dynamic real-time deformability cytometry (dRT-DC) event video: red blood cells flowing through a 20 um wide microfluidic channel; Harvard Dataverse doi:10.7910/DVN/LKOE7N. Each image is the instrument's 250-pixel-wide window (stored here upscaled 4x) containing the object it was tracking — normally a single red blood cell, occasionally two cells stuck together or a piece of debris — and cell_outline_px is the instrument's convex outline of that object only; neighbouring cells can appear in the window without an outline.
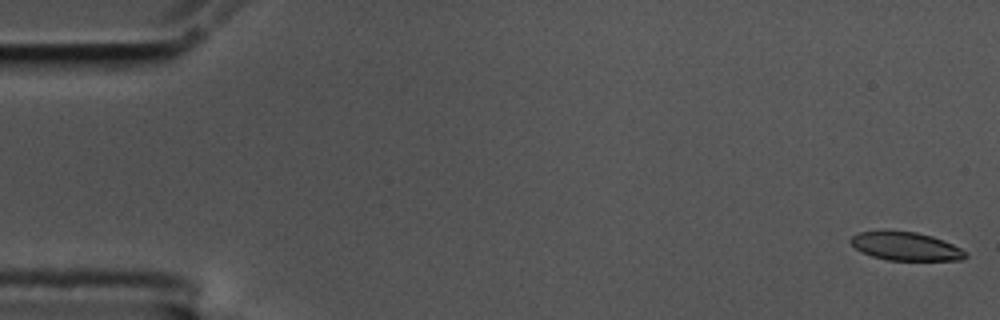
{"species": "common noctule bat (a hibernating species)", "species_latin": "Nyctalus noctula", "temperature_condition": "cold", "stored_images_in_passage": 59, "camera_frame_rate_fps": 3000, "um_per_image_px": 0.085, "animal": {"sex": "male", "body_mass_g": 17.5, "forearm_length_mm": 52.3}, "frame": {"image": 1, "passage_image": 1, "time_ms": 0.0, "image_size_px": [1000, 320], "cell_outline_px": [[968, 256], [964, 260], [888, 260], [872, 256], [860, 252], [848, 240], [852, 236], [860, 232], [916, 232], [932, 236], [944, 240], [968, 252]], "centroid_in_image_um": [77.03, 20.96], "position_along_channel_um": 8.0, "area_um2": 18.79}}
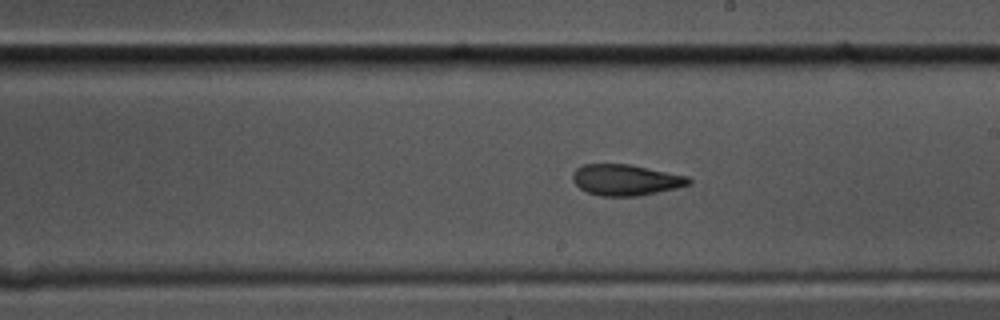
{"frame": {"image": 2, "passage_image": 33, "time_ms": 10.667, "image_size_px": [1000, 320], "cell_outline_px": [[692, 184], [676, 188], [640, 196], [600, 196], [588, 192], [580, 188], [572, 180], [572, 172], [576, 168], [584, 164], [628, 164], [688, 176], [692, 180]], "centroid_in_image_um": [53.19, 15.29], "position_along_channel_um": 235.8, "area_um2": 21.04}}
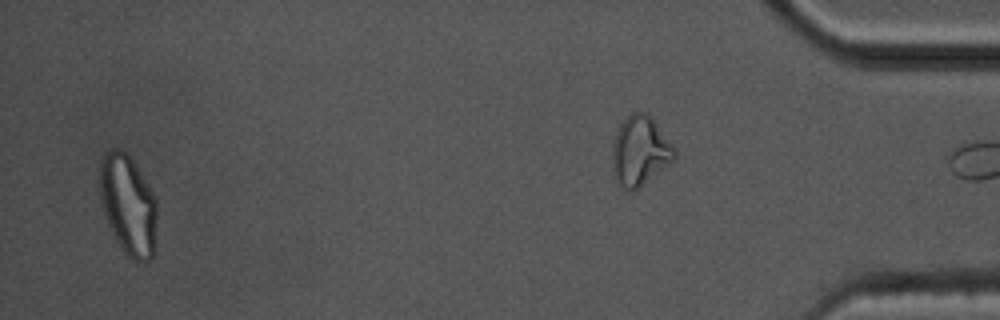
{"frame": {"image": 3, "passage_image": 57, "time_ms": 18.667, "image_size_px": [1000, 320], "cell_outline_px": [[156, 216], [152, 256], [144, 264], [128, 256], [124, 252], [116, 240], [108, 224], [104, 212], [100, 196], [100, 160], [104, 152], [108, 148], [120, 148], [128, 152], [152, 192], [156, 200]], "centroid_in_image_um": [10.86, 17.36], "position_along_channel_um": 424.3, "area_um2": 33.23}, "authors_computed_cell_mechanics": {"area_um2": 21.2704, "velocity_mm_per_s": 3.4298, "shape_relaxation_time_tau1_ms": 8.2386, "shape_relaxation_time_tau2_ms": 2.462, "deformation_change_tau1": 0.2248, "deformation_change_tau2": 0.1003}}